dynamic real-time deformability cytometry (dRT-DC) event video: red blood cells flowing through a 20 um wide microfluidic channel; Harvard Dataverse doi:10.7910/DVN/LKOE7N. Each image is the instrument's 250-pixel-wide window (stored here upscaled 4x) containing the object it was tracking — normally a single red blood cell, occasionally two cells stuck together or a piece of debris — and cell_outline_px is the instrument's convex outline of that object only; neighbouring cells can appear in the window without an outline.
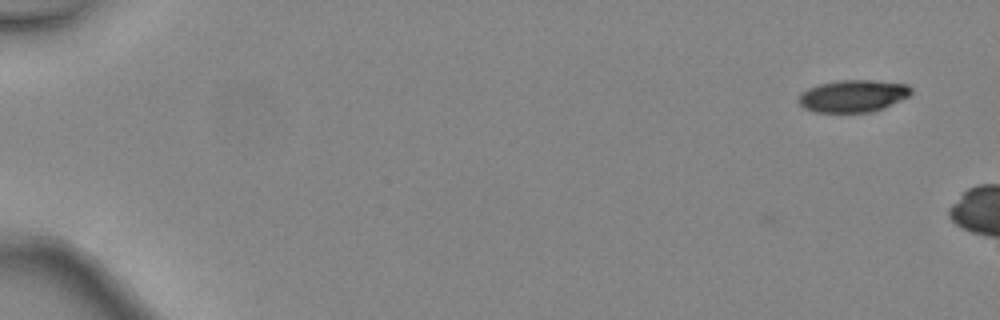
{"species": "common noctule bat (a hibernating species)", "species_latin": "Nyctalus noctula", "temperature_condition": "warm", "stored_images_in_passage": 6, "camera_frame_rate_fps": 3000, "um_per_image_px": 0.085, "animal": {"sex": "female", "body_mass_g": 24.6, "forearm_length_mm": 56.2}, "frame": {"image": 1, "passage_image": 1, "time_ms": 0.0, "image_size_px": [1000, 320], "cell_outline_px": [[912, 92], [908, 96], [884, 108], [872, 112], [816, 112], [804, 108], [796, 100], [800, 92], [808, 88], [820, 84], [836, 80], [876, 80], [908, 84], [912, 88]], "centroid_in_image_um": [72.49, 8.15], "position_along_channel_um": 12.5, "area_um2": 21.33}}